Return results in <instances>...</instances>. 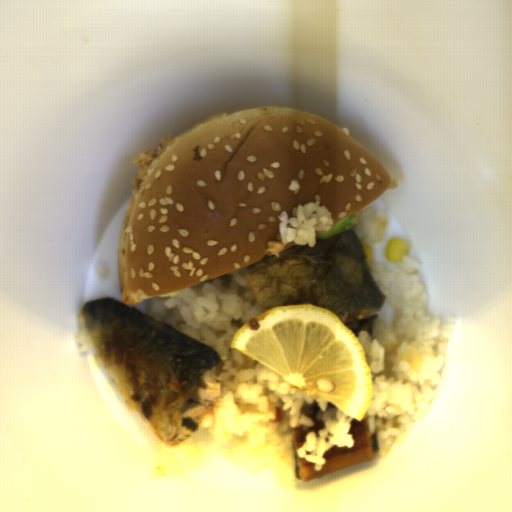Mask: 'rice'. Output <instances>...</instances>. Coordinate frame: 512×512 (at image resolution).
<instances>
[{
    "instance_id": "652b925c",
    "label": "rice",
    "mask_w": 512,
    "mask_h": 512,
    "mask_svg": "<svg viewBox=\"0 0 512 512\" xmlns=\"http://www.w3.org/2000/svg\"><path fill=\"white\" fill-rule=\"evenodd\" d=\"M283 244L295 245L279 254L190 287L146 299L144 315L166 323L219 352L221 362L212 375L221 397L191 436L169 447H157L151 478L186 479L206 461L219 457L247 472H270L279 487L297 484L293 428L312 426L302 407L317 403L324 428L310 432L297 450L299 458L321 471L325 452L333 446L355 445L349 434L353 416L329 400L312 397L282 376L236 348L238 330L264 314L247 274L303 247H314L320 232L334 223L331 213L315 203L294 208L291 217L278 215Z\"/></svg>"
},
{
    "instance_id": "023b6e5f",
    "label": "rice",
    "mask_w": 512,
    "mask_h": 512,
    "mask_svg": "<svg viewBox=\"0 0 512 512\" xmlns=\"http://www.w3.org/2000/svg\"><path fill=\"white\" fill-rule=\"evenodd\" d=\"M419 266L409 256L393 269L374 259L367 265L385 301L372 334L362 330L356 339L371 375L364 417L376 436V457L382 459L406 443L413 423L421 422L430 408L458 321L457 315L429 313Z\"/></svg>"
},
{
    "instance_id": "8eca5e8b",
    "label": "rice",
    "mask_w": 512,
    "mask_h": 512,
    "mask_svg": "<svg viewBox=\"0 0 512 512\" xmlns=\"http://www.w3.org/2000/svg\"><path fill=\"white\" fill-rule=\"evenodd\" d=\"M355 215L358 222L348 230L356 232L361 246L369 244L371 247L383 241L385 237L384 229L387 225L386 214L372 211L366 207Z\"/></svg>"
},
{
    "instance_id": "acb35da6",
    "label": "rice",
    "mask_w": 512,
    "mask_h": 512,
    "mask_svg": "<svg viewBox=\"0 0 512 512\" xmlns=\"http://www.w3.org/2000/svg\"><path fill=\"white\" fill-rule=\"evenodd\" d=\"M77 324L79 326V330L75 336V341L80 344L78 351L84 354L91 350L92 348H95V346L92 342V339L88 331L86 330L83 324L81 313L78 316Z\"/></svg>"
}]
</instances>
